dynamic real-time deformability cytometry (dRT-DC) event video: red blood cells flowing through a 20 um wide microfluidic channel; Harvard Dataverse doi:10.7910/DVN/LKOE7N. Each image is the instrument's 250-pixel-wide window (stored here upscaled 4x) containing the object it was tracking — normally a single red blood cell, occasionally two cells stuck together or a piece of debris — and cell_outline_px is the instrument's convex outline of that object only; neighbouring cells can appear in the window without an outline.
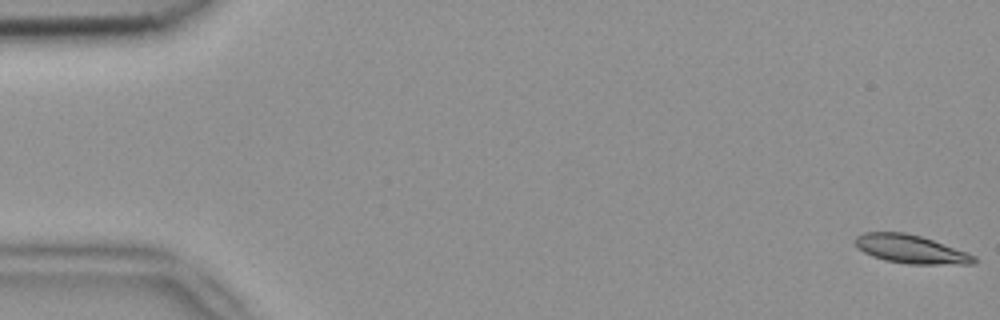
{"species": "common noctule bat (a hibernating species)", "species_latin": "Nyctalus noctula", "temperature_condition": "room temperature", "stored_images_in_passage": 5, "camera_frame_rate_fps": 3000, "um_per_image_px": 0.085, "animal": {"sex": "female", "body_mass_g": 18.4}, "frame": {"image": 1, "passage_image": 1, "time_ms": 0.0, "image_size_px": [1000, 320], "cell_outline_px": [[976, 260], [972, 264], [912, 264], [884, 260], [872, 256], [856, 248], [856, 236], [864, 232], [904, 232], [920, 236], [968, 252], [976, 256]], "centroid_in_image_um": [77.41, 21.18], "position_along_channel_um": 7.6, "area_um2": 19.59}}